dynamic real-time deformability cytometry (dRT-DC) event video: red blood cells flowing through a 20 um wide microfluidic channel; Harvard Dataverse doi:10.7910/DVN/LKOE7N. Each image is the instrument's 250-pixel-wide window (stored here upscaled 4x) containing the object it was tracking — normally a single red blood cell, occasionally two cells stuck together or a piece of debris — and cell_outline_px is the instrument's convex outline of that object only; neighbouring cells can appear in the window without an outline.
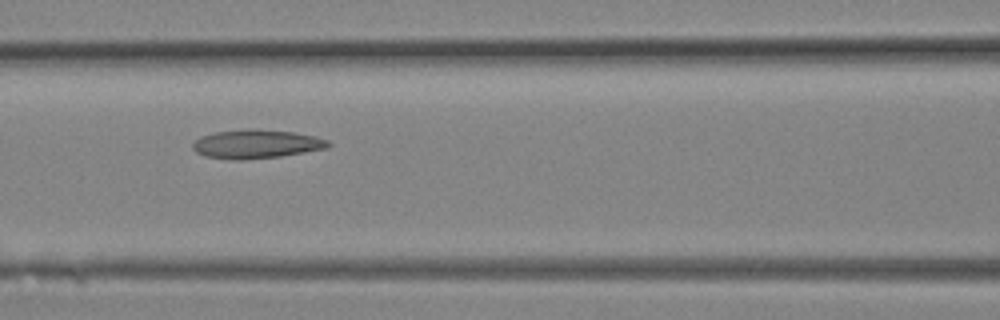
{"species": "Egyptian fruit bat (a non-hibernating species)", "species_latin": "Rousettus aegyptiacus", "temperature_condition": "room temperature", "stored_images_in_passage": 19, "camera_frame_rate_fps": 3000, "um_per_image_px": 0.085, "animal": {"sex": "female"}, "frame": {"image": 1, "passage_image": 7, "time_ms": 2.0, "image_size_px": [1000, 320], "cell_outline_px": [[332, 144], [328, 148], [280, 156], [244, 160], [232, 160], [204, 156], [196, 152], [192, 148], [192, 144], [200, 136], [216, 132], [248, 128], [256, 128], [292, 132], [316, 136], [328, 140]], "centroid_in_image_um": [21.78, 12.24], "position_along_channel_um": 144.8, "area_um2": 22.95}}
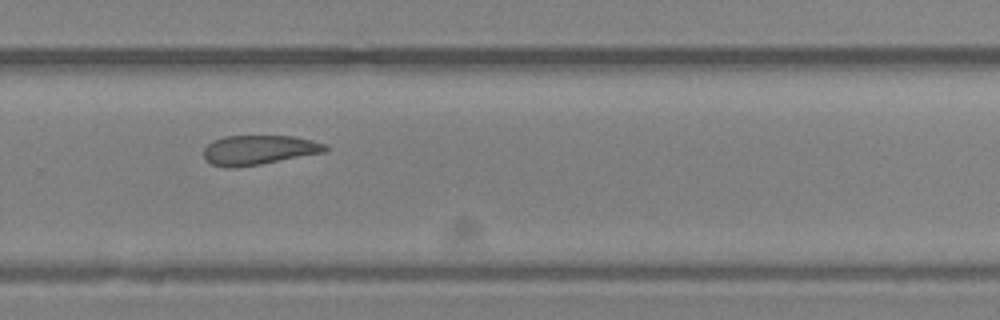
{"frame": {"image": 2, "passage_image": 13, "time_ms": 4.0, "image_size_px": [1000, 320], "cell_outline_px": [[328, 152], [260, 164], [236, 168], [224, 168], [212, 164], [204, 156], [204, 148], [212, 140], [224, 136], [292, 136], [312, 140], [328, 144]], "centroid_in_image_um": [22.03, 12.75], "position_along_channel_um": 307.8, "area_um2": 21.15}}
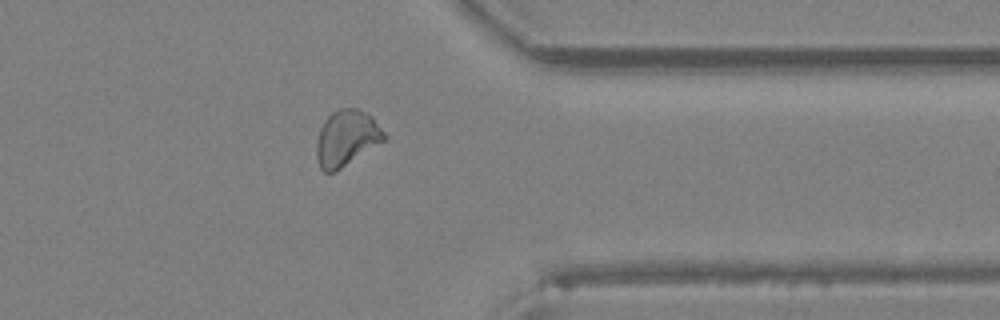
{"frame": {"image": 3, "passage_image": 16, "time_ms": 5.0, "image_size_px": [1000, 320], "cell_outline_px": [[388, 136], [384, 140], [340, 168], [332, 172], [324, 172], [320, 168], [316, 156], [316, 144], [320, 128], [324, 120], [332, 112], [340, 108], [356, 108], [372, 116]], "centroid_in_image_um": [29.44, 11.71], "position_along_channel_um": 382.0, "area_um2": 21.73}}